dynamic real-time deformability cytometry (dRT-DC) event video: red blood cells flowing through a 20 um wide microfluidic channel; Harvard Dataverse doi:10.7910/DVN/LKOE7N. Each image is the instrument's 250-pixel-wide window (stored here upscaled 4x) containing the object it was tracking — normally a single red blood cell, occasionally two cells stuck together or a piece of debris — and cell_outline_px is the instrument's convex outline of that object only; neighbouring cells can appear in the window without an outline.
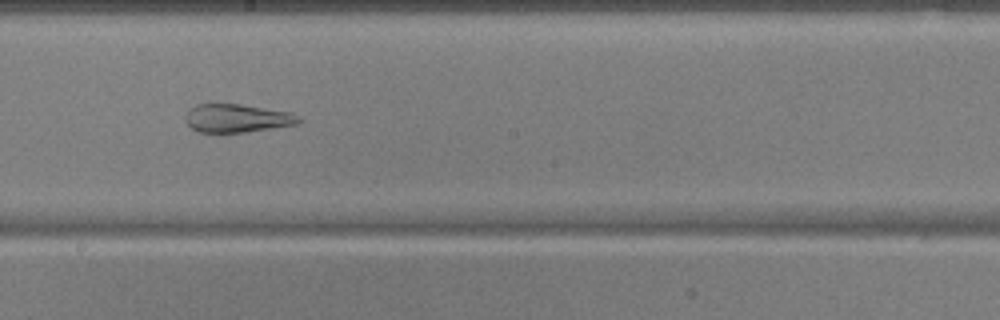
{"species": "common noctule bat (a hibernating species)", "species_latin": "Nyctalus noctula", "temperature_condition": "warm", "stored_images_in_passage": 46, "camera_frame_rate_fps": 3000, "um_per_image_px": 0.085, "animal": {"sex": "male", "body_mass_g": 17.9, "forearm_length_mm": 54.2}, "frame": {"image": 1, "passage_image": 23, "time_ms": 7.333, "image_size_px": [1000, 320], "cell_outline_px": [[304, 120], [296, 124], [272, 128], [244, 132], [200, 132], [192, 128], [184, 120], [184, 116], [188, 108], [196, 104], [240, 104], [292, 112], [300, 116]], "centroid_in_image_um": [20.15, 10.04], "position_along_channel_um": 228.1, "area_um2": 18.84}}
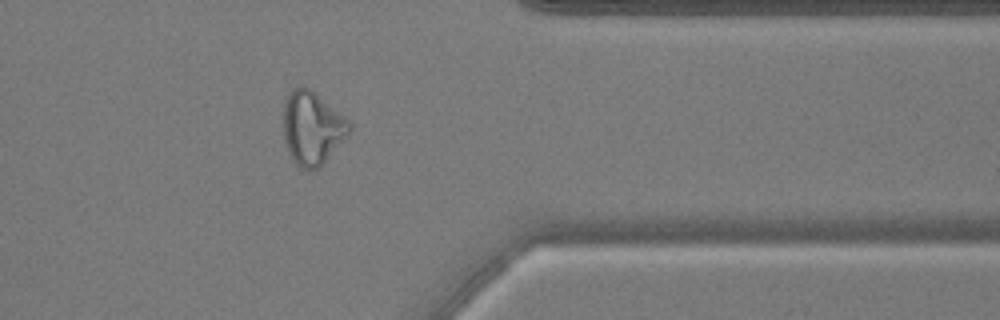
{"frame": {"image": 2, "passage_image": 36, "time_ms": 11.667, "image_size_px": [1000, 320], "cell_outline_px": [[352, 128], [348, 136], [316, 168], [300, 168], [296, 164], [288, 152], [284, 140], [284, 104], [288, 92], [292, 88], [300, 84], [304, 84], [344, 116], [352, 124]], "centroid_in_image_um": [26.52, 10.82], "position_along_channel_um": 384.9, "area_um2": 27.86}}
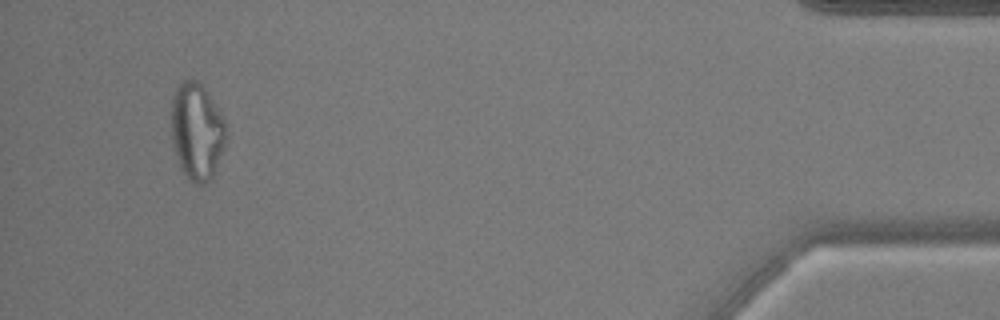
{"frame": {"image": 3, "passage_image": 43, "time_ms": 14.0, "image_size_px": [1000, 320], "cell_outline_px": [[224, 148], [212, 180], [204, 184], [196, 184], [184, 172], [180, 164], [172, 140], [172, 100], [176, 88], [184, 80], [196, 80], [204, 88], [224, 116]], "centroid_in_image_um": [16.75, 11.17], "position_along_channel_um": 418.5, "area_um2": 30.35}, "authors_computed_cell_mechanics": {"area_um2": 28.2931, "velocity_mm_per_s": 3.8576, "shape_relaxation_time_tau1_ms": null, "shape_relaxation_time_tau2_ms": 1.2138, "deformation_change_tau1": null, "deformation_change_tau2": 0.0882}}